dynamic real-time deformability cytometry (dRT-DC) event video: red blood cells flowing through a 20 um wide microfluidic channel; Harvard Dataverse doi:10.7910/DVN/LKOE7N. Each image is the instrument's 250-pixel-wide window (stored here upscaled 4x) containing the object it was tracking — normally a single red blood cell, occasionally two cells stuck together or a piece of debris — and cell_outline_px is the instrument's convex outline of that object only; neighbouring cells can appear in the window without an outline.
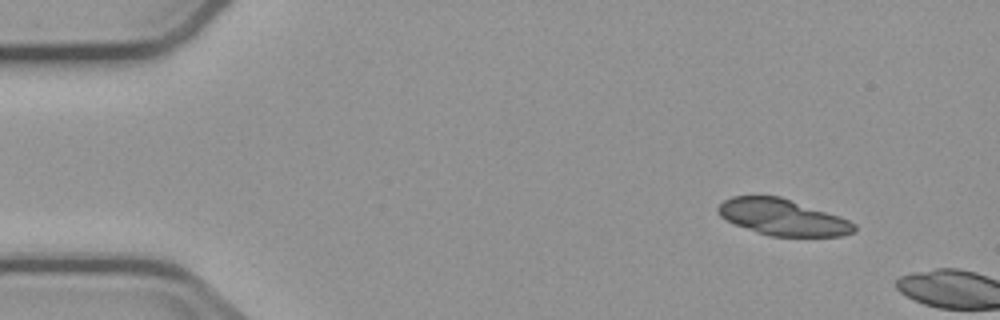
{"species": "common noctule bat (a hibernating species)", "species_latin": "Nyctalus noctula", "temperature_condition": "cold", "stored_images_in_passage": 2, "camera_frame_rate_fps": 3000, "um_per_image_px": 0.085, "animal": {"sex": "male", "body_mass_g": 23.1, "forearm_length_mm": 52.7}, "frame": {"image": 1, "passage_image": 1, "time_ms": 0.0, "image_size_px": [1000, 320], "cell_outline_px": [[856, 228], [852, 232], [840, 236], [772, 236], [736, 224], [720, 216], [716, 208], [724, 200], [732, 196], [780, 196], [840, 216], [856, 224]], "centroid_in_image_um": [66.54, 18.45], "position_along_channel_um": 18.5, "area_um2": 28.32}}